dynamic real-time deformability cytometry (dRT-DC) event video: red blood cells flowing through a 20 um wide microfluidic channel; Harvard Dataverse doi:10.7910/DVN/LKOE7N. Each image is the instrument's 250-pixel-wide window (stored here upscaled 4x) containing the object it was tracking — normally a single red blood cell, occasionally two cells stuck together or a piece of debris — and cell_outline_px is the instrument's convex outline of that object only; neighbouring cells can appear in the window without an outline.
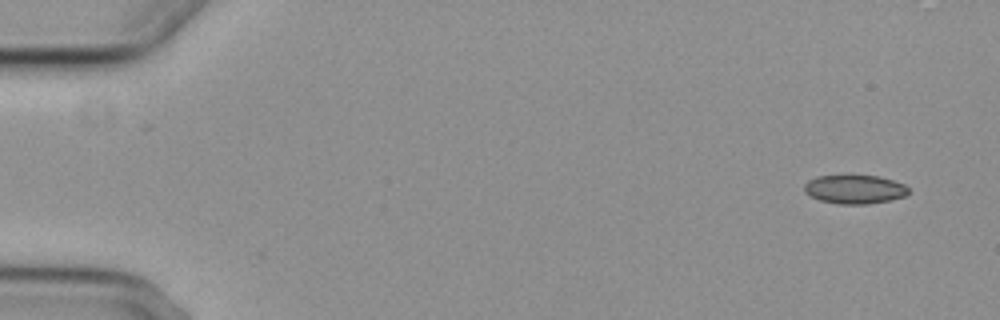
{"species": "common noctule bat (a hibernating species)", "species_latin": "Nyctalus noctula", "temperature_condition": "cold", "stored_images_in_passage": 4, "camera_frame_rate_fps": 3000, "um_per_image_px": 0.085, "animal": {"sex": "female", "body_mass_g": 29.2, "forearm_length_mm": 56.3}, "frame": {"image": 1, "passage_image": 1, "time_ms": 0.0, "image_size_px": [1000, 320], "cell_outline_px": [[908, 196], [892, 200], [868, 204], [836, 204], [820, 200], [804, 192], [804, 184], [808, 180], [816, 176], [876, 176], [892, 180], [904, 184], [908, 188]], "centroid_in_image_um": [72.65, 16.1], "position_along_channel_um": 12.3, "area_um2": 17.51}}